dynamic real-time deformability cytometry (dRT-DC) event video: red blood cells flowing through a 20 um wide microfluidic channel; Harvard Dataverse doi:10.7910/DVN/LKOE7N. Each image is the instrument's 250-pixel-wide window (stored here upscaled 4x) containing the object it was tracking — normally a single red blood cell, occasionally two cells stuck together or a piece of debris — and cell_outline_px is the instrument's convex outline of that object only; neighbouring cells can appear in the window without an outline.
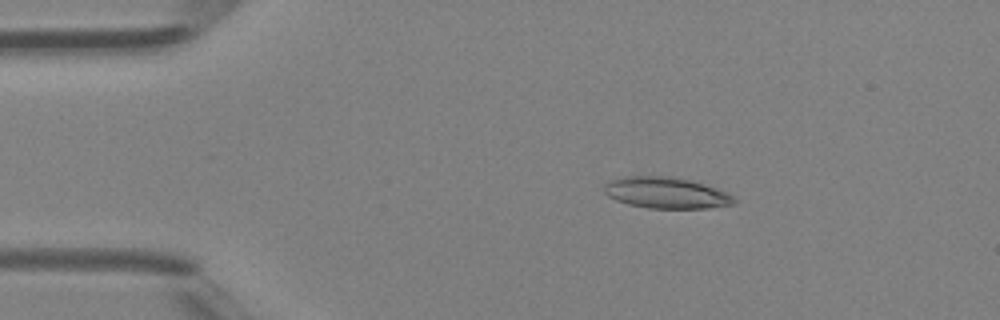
{"species": "Egyptian fruit bat (a non-hibernating species)", "species_latin": "Rousettus aegyptiacus", "temperature_condition": "room temperature", "stored_images_in_passage": 45, "camera_frame_rate_fps": 3000, "um_per_image_px": 0.085, "animal": {"sex": "female"}, "frame": {"image": 1, "passage_image": 7, "time_ms": 2.0, "image_size_px": [1000, 320], "cell_outline_px": [[736, 200], [732, 204], [708, 208], [648, 208], [628, 204], [616, 200], [608, 196], [604, 192], [604, 184], [612, 180], [624, 176], [668, 176], [688, 180], [716, 188], [732, 196]], "centroid_in_image_um": [56.57, 16.39], "position_along_channel_um": 28.4, "area_um2": 23.29}}
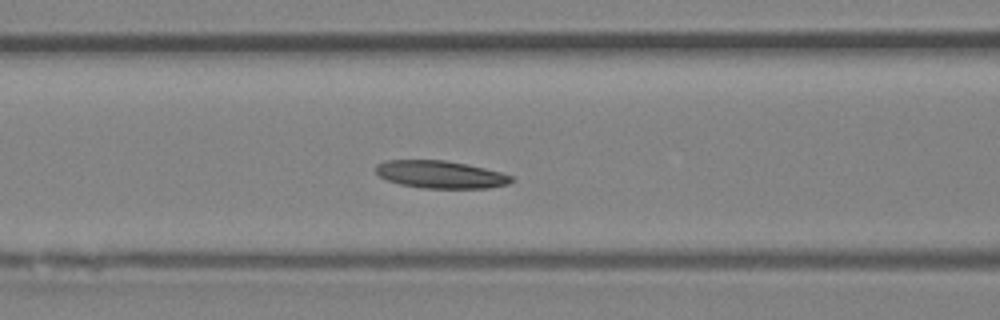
{"frame": {"image": 2, "passage_image": 18, "time_ms": 5.667, "image_size_px": [1000, 320], "cell_outline_px": [[516, 180], [508, 184], [488, 188], [420, 188], [400, 184], [388, 180], [380, 176], [376, 172], [376, 164], [384, 160], [444, 160], [468, 164], [500, 172], [512, 176]], "centroid_in_image_um": [37.45, 14.83], "position_along_channel_um": 129.1, "area_um2": 21.85}}
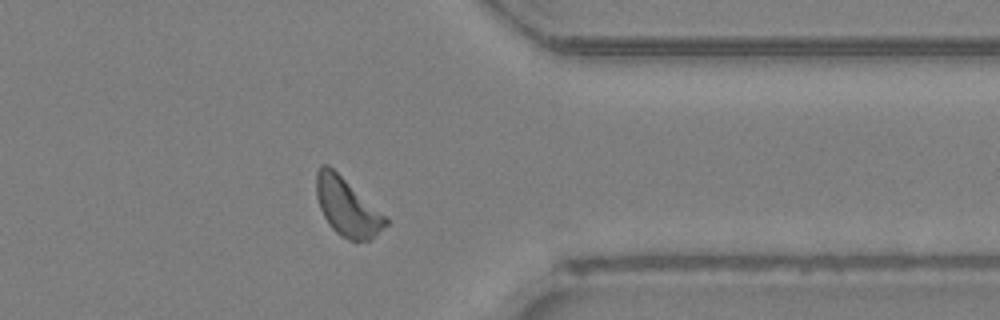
{"frame": {"image": 3, "passage_image": 36, "time_ms": 11.667, "image_size_px": [1000, 320], "cell_outline_px": [[388, 224], [376, 236], [368, 240], [356, 244], [340, 236], [332, 228], [324, 216], [320, 208], [316, 196], [316, 172], [320, 164], [328, 164], [388, 216]], "centroid_in_image_um": [29.54, 17.62], "position_along_channel_um": 381.9, "area_um2": 23.93}, "authors_computed_cell_mechanics": {"area_um2": 22.831, "velocity_mm_per_s": 4.3796, "shape_relaxation_time_tau1_ms": 4.3371, "shape_relaxation_time_tau2_ms": null, "deformation_change_tau1": 0.1034, "deformation_change_tau2": null}}